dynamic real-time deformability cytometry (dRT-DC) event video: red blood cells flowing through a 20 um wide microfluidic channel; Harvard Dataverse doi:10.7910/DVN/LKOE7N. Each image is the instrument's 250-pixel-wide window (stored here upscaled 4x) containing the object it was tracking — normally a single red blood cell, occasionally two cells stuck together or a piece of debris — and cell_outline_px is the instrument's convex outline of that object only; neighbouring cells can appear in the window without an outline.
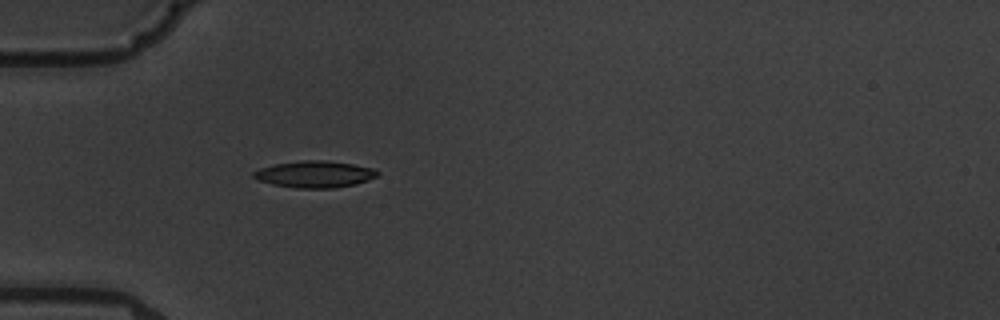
{"species": "common noctule bat (a hibernating species)", "species_latin": "Nyctalus noctula", "temperature_condition": "warm", "stored_images_in_passage": 5, "camera_frame_rate_fps": 3000, "um_per_image_px": 0.085, "animal": {"sex": "male", "body_mass_g": 19.5, "forearm_length_mm": 54.6}, "frame": {"image": 1, "passage_image": 5, "time_ms": 4.667, "image_size_px": [1000, 320], "cell_outline_px": [[380, 172], [376, 176], [368, 180], [356, 184], [336, 188], [296, 188], [272, 184], [256, 180], [252, 176], [252, 172], [260, 168], [276, 164], [300, 160], [324, 160], [352, 164], [376, 168]], "centroid_in_image_um": [26.75, 14.81], "position_along_channel_um": 58.2, "area_um2": 19.42}}